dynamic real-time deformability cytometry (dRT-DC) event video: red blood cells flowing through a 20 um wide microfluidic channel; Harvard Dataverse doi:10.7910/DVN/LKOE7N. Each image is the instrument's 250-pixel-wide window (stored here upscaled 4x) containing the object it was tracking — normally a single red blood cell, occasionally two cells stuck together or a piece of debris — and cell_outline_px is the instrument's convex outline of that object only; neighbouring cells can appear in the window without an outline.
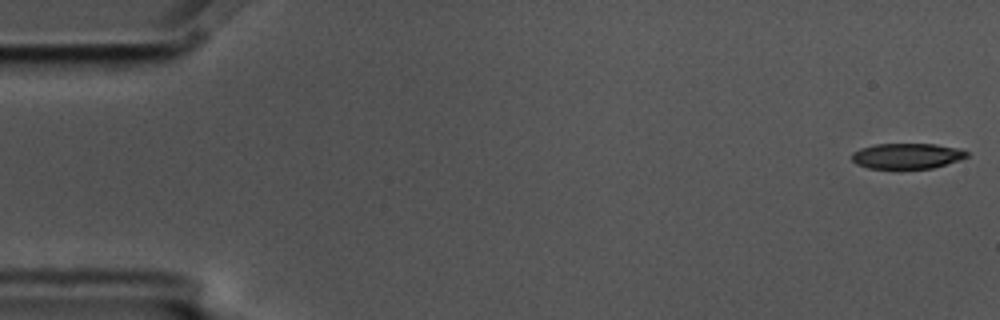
{"species": "common noctule bat (a hibernating species)", "species_latin": "Nyctalus noctula", "temperature_condition": "cold", "stored_images_in_passage": 6, "camera_frame_rate_fps": 3000, "um_per_image_px": 0.085, "animal": {"sex": "male", "body_mass_g": 17.5, "forearm_length_mm": 52.3}, "frame": {"image": 1, "passage_image": 1, "time_ms": 0.0, "image_size_px": [1000, 320], "cell_outline_px": [[968, 156], [960, 160], [932, 168], [868, 168], [856, 164], [852, 160], [852, 152], [860, 148], [876, 144], [936, 144], [960, 148], [968, 152]], "centroid_in_image_um": [77.1, 13.25], "position_along_channel_um": 7.9, "area_um2": 17.11}}
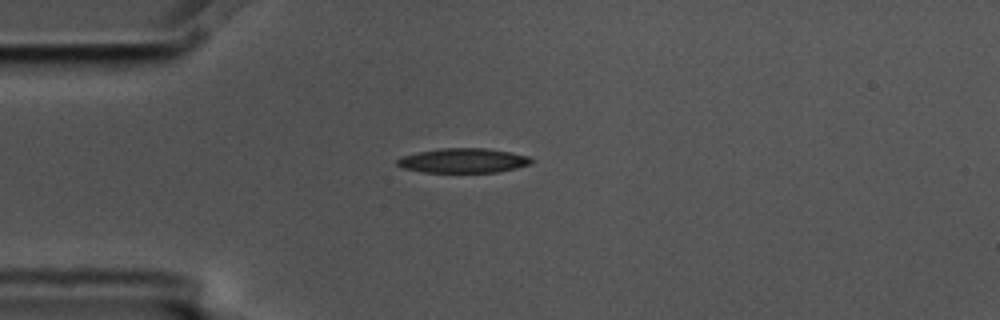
{"frame": {"image": 2, "passage_image": 4, "time_ms": 1.0, "image_size_px": [1000, 320], "cell_outline_px": [[532, 160], [528, 164], [516, 168], [496, 172], [424, 172], [404, 168], [396, 164], [396, 160], [400, 156], [440, 148], [488, 148], [512, 152], [528, 156]], "centroid_in_image_um": [39.35, 13.64], "position_along_channel_um": 45.6, "area_um2": 19.07}}
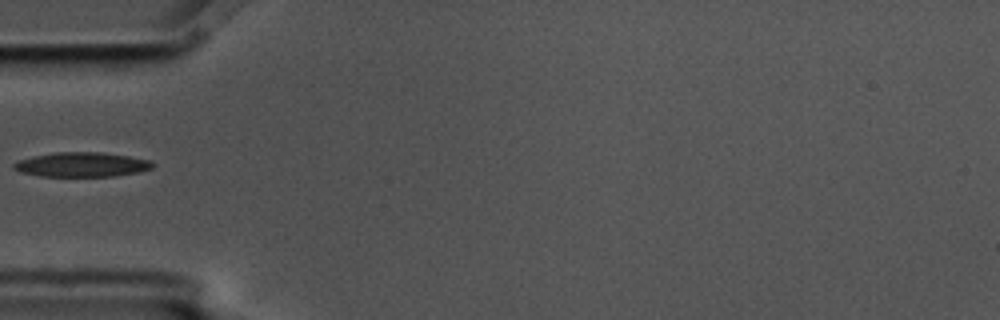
{"frame": {"image": 3, "passage_image": 5, "time_ms": 1.333, "image_size_px": [1000, 320], "cell_outline_px": [[156, 164], [152, 168], [140, 172], [112, 176], [40, 176], [20, 172], [12, 168], [12, 164], [20, 160], [32, 156], [56, 152], [104, 152], [128, 156], [148, 160]], "centroid_in_image_um": [6.94, 13.99], "position_along_channel_um": 78.1, "area_um2": 19.88}}